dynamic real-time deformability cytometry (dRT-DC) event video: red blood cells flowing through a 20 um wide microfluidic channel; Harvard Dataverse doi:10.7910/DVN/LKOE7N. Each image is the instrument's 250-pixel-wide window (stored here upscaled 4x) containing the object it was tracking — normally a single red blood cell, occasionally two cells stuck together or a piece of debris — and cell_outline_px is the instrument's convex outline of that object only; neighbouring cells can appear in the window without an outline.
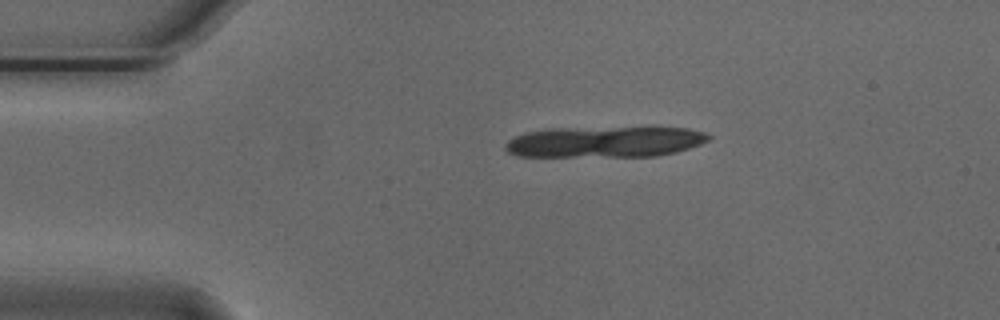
{"species": "Egyptian fruit bat (a non-hibernating species)", "species_latin": "Rousettus aegyptiacus", "temperature_condition": "cold", "stored_images_in_passage": 10, "camera_frame_rate_fps": 3000, "um_per_image_px": 0.085, "animal": {"sex": "male"}, "frame": {"image": 1, "passage_image": 2, "time_ms": 0.333, "image_size_px": [1000, 320], "cell_outline_px": [[712, 136], [708, 140], [700, 144], [676, 152], [656, 156], [520, 156], [508, 152], [504, 148], [504, 144], [508, 140], [516, 136], [528, 132], [552, 128], [688, 128], [704, 132]], "centroid_in_image_um": [51.41, 12.06], "position_along_channel_um": 33.6, "area_um2": 36.3}}